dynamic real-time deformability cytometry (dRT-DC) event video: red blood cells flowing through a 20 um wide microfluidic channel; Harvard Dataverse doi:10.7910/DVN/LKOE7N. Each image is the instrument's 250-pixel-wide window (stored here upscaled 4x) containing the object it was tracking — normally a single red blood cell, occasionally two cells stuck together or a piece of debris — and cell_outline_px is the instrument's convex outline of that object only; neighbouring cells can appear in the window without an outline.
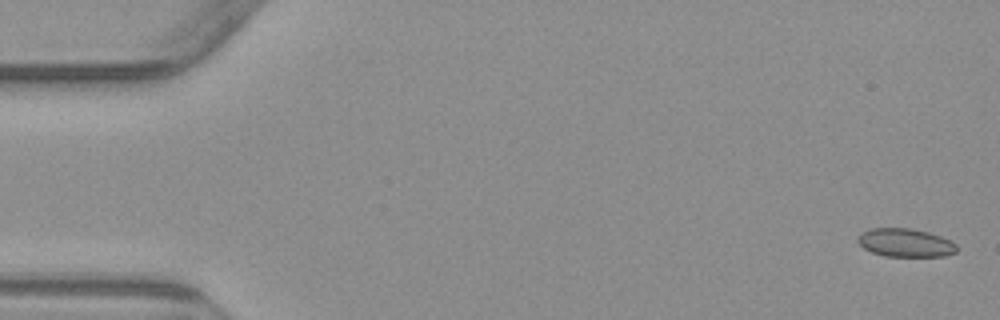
{"species": "common noctule bat (a hibernating species)", "species_latin": "Nyctalus noctula", "temperature_condition": "warm", "stored_images_in_passage": 8, "camera_frame_rate_fps": 3000, "um_per_image_px": 0.085, "animal": {"sex": "male", "body_mass_g": 23.1, "forearm_length_mm": 52.7}, "frame": {"image": 1, "passage_image": 1, "time_ms": 0.0, "image_size_px": [1000, 320], "cell_outline_px": [[956, 252], [944, 256], [884, 256], [872, 252], [864, 248], [856, 240], [856, 236], [860, 232], [872, 228], [912, 228], [928, 232], [952, 240], [956, 244]], "centroid_in_image_um": [76.93, 20.62], "position_along_channel_um": 8.1, "area_um2": 16.47}}
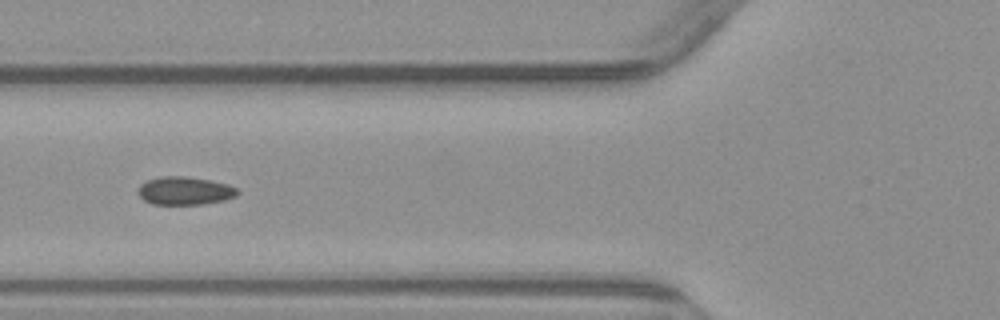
{"frame": {"image": 2, "passage_image": 6, "time_ms": 6.333, "image_size_px": [1000, 320], "cell_outline_px": [[240, 192], [236, 196], [224, 200], [200, 204], [152, 204], [144, 200], [136, 192], [140, 184], [148, 180], [160, 176], [184, 176], [212, 180], [228, 184], [236, 188]], "centroid_in_image_um": [15.7, 16.21], "position_along_channel_um": 110.1, "area_um2": 16.36}}
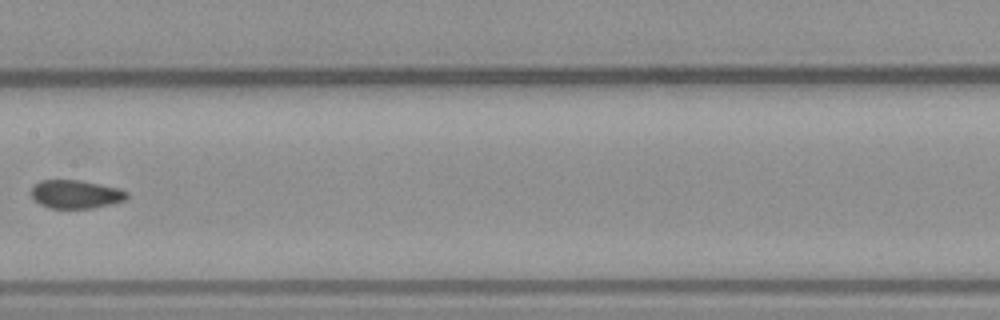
{"frame": {"image": 3, "passage_image": 8, "time_ms": 8.667, "image_size_px": [1000, 320], "cell_outline_px": [[128, 196], [124, 200], [92, 208], [48, 208], [40, 204], [32, 196], [32, 188], [40, 180], [80, 180], [120, 188], [128, 192]], "centroid_in_image_um": [6.45, 16.5], "position_along_channel_um": 201.0, "area_um2": 15.66}}